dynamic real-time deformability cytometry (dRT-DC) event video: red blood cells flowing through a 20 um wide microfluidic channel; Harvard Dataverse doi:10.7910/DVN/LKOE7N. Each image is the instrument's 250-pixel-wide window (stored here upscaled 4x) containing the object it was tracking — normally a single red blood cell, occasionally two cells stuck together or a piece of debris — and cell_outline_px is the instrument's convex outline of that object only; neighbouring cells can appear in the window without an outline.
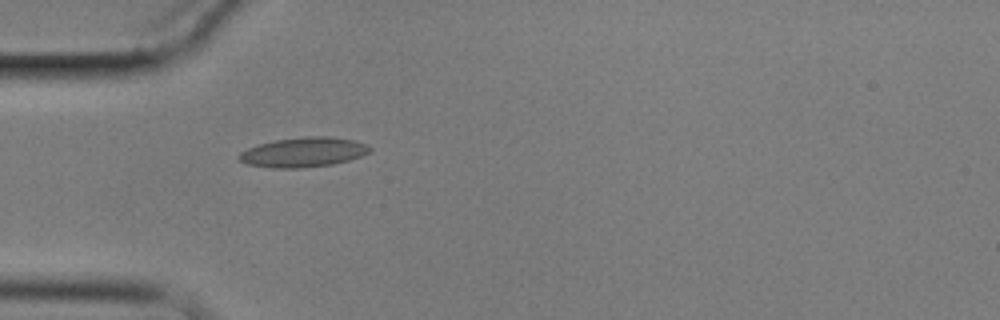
{"species": "common noctule bat (a hibernating species)", "species_latin": "Nyctalus noctula", "temperature_condition": "cold", "stored_images_in_passage": 5, "camera_frame_rate_fps": 3000, "um_per_image_px": 0.085, "animal": {"sex": "male", "body_mass_g": 17.9}, "frame": {"image": 1, "passage_image": 5, "time_ms": 5.667, "image_size_px": [1000, 320], "cell_outline_px": [[372, 152], [348, 160], [332, 164], [300, 168], [272, 168], [248, 164], [236, 160], [236, 156], [240, 152], [248, 148], [260, 144], [276, 140], [308, 136], [328, 136], [352, 140], [368, 144], [372, 148]], "centroid_in_image_um": [25.78, 12.94], "position_along_channel_um": 59.2, "area_um2": 22.66}}